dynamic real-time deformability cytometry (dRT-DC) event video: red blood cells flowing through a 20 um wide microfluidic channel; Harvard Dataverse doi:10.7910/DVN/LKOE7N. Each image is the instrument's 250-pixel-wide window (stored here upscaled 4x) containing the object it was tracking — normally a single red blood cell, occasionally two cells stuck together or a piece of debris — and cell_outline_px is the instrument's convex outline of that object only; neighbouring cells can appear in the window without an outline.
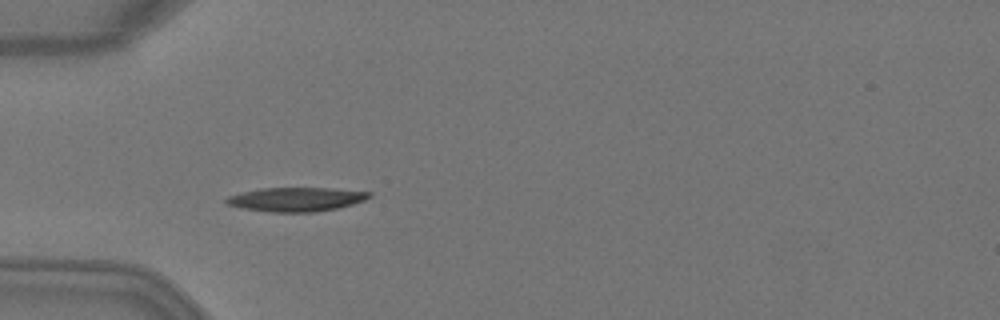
{"species": "Egyptian fruit bat (a non-hibernating species)", "species_latin": "Rousettus aegyptiacus", "temperature_condition": "warm", "stored_images_in_passage": 6, "camera_frame_rate_fps": 3000, "um_per_image_px": 0.085, "animal": {"sex": "female"}, "frame": {"image": 1, "passage_image": 4, "time_ms": 1.0, "image_size_px": [1000, 320], "cell_outline_px": [[372, 196], [364, 200], [352, 204], [336, 208], [316, 212], [272, 212], [240, 208], [228, 204], [224, 200], [228, 196], [240, 192], [260, 188], [332, 188], [372, 192]], "centroid_in_image_um": [25.16, 16.94], "position_along_channel_um": 59.8, "area_um2": 20.06}}